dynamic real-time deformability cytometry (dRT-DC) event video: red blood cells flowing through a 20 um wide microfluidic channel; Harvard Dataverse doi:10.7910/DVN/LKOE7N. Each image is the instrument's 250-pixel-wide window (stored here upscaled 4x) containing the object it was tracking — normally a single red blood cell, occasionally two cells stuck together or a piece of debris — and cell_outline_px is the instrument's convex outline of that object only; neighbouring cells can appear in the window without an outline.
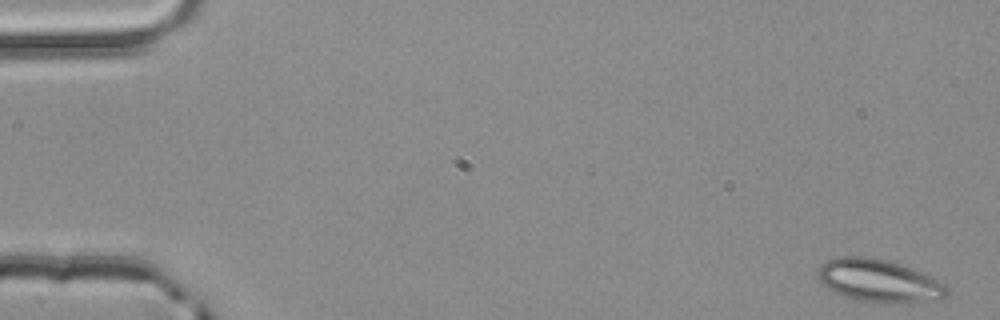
{"species": "common noctule bat (a hibernating species)", "species_latin": "Nyctalus noctula", "temperature_condition": "room temperature", "stored_images_in_passage": 5, "camera_frame_rate_fps": 3000, "um_per_image_px": 0.085, "animal": {"sex": "male", "body_mass_g": 20.4}, "frame": {"image": 1, "passage_image": 1, "time_ms": 0.0, "image_size_px": [1000, 320], "cell_outline_px": [[948, 296], [940, 300], [856, 300], [844, 296], [828, 288], [816, 276], [816, 272], [820, 264], [828, 260], [840, 256], [868, 256], [900, 264], [912, 268], [932, 276], [944, 284], [948, 288]], "centroid_in_image_um": [74.68, 23.81], "position_along_channel_um": 10.3, "area_um2": 31.27}}